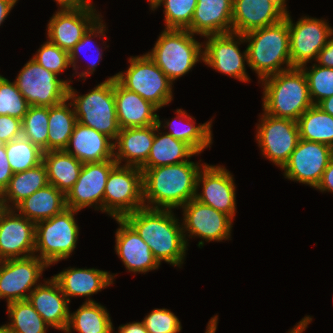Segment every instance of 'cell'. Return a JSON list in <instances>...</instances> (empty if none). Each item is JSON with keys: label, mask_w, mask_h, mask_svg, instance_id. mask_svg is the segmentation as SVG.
I'll list each match as a JSON object with an SVG mask.
<instances>
[{"label": "cell", "mask_w": 333, "mask_h": 333, "mask_svg": "<svg viewBox=\"0 0 333 333\" xmlns=\"http://www.w3.org/2000/svg\"><path fill=\"white\" fill-rule=\"evenodd\" d=\"M148 333H179L182 329L178 317L166 308H155L142 320Z\"/></svg>", "instance_id": "45"}, {"label": "cell", "mask_w": 333, "mask_h": 333, "mask_svg": "<svg viewBox=\"0 0 333 333\" xmlns=\"http://www.w3.org/2000/svg\"><path fill=\"white\" fill-rule=\"evenodd\" d=\"M310 322H312V317H310V315L305 316L293 328L290 329L289 333H303Z\"/></svg>", "instance_id": "53"}, {"label": "cell", "mask_w": 333, "mask_h": 333, "mask_svg": "<svg viewBox=\"0 0 333 333\" xmlns=\"http://www.w3.org/2000/svg\"><path fill=\"white\" fill-rule=\"evenodd\" d=\"M10 322L4 326L11 333H47L50 327L28 300L7 304Z\"/></svg>", "instance_id": "37"}, {"label": "cell", "mask_w": 333, "mask_h": 333, "mask_svg": "<svg viewBox=\"0 0 333 333\" xmlns=\"http://www.w3.org/2000/svg\"><path fill=\"white\" fill-rule=\"evenodd\" d=\"M233 0H197L187 29L201 37L232 32Z\"/></svg>", "instance_id": "27"}, {"label": "cell", "mask_w": 333, "mask_h": 333, "mask_svg": "<svg viewBox=\"0 0 333 333\" xmlns=\"http://www.w3.org/2000/svg\"><path fill=\"white\" fill-rule=\"evenodd\" d=\"M205 164L189 160L175 165L141 169L144 207L178 210L194 199L197 177Z\"/></svg>", "instance_id": "2"}, {"label": "cell", "mask_w": 333, "mask_h": 333, "mask_svg": "<svg viewBox=\"0 0 333 333\" xmlns=\"http://www.w3.org/2000/svg\"><path fill=\"white\" fill-rule=\"evenodd\" d=\"M285 18L289 27V46L292 67L308 65L316 61L319 52L333 35V27L325 19L302 16L294 24L289 11Z\"/></svg>", "instance_id": "12"}, {"label": "cell", "mask_w": 333, "mask_h": 333, "mask_svg": "<svg viewBox=\"0 0 333 333\" xmlns=\"http://www.w3.org/2000/svg\"><path fill=\"white\" fill-rule=\"evenodd\" d=\"M260 117L255 136L258 147L264 158L282 169L300 140L297 121L264 112Z\"/></svg>", "instance_id": "11"}, {"label": "cell", "mask_w": 333, "mask_h": 333, "mask_svg": "<svg viewBox=\"0 0 333 333\" xmlns=\"http://www.w3.org/2000/svg\"><path fill=\"white\" fill-rule=\"evenodd\" d=\"M117 333H148L147 329L145 328L144 323L141 322H129L124 325H120L118 327Z\"/></svg>", "instance_id": "50"}, {"label": "cell", "mask_w": 333, "mask_h": 333, "mask_svg": "<svg viewBox=\"0 0 333 333\" xmlns=\"http://www.w3.org/2000/svg\"><path fill=\"white\" fill-rule=\"evenodd\" d=\"M260 84L264 86L262 110L268 115L297 121L314 105L306 76L299 67L269 76Z\"/></svg>", "instance_id": "4"}, {"label": "cell", "mask_w": 333, "mask_h": 333, "mask_svg": "<svg viewBox=\"0 0 333 333\" xmlns=\"http://www.w3.org/2000/svg\"><path fill=\"white\" fill-rule=\"evenodd\" d=\"M115 220L119 224L115 232V252L128 272L146 274L158 269L160 264L135 229L124 218Z\"/></svg>", "instance_id": "22"}, {"label": "cell", "mask_w": 333, "mask_h": 333, "mask_svg": "<svg viewBox=\"0 0 333 333\" xmlns=\"http://www.w3.org/2000/svg\"><path fill=\"white\" fill-rule=\"evenodd\" d=\"M207 38V39H206ZM203 42V62L227 76L241 82H250L245 68L248 64V51L241 52L239 46L246 43L244 35L230 32L205 36Z\"/></svg>", "instance_id": "13"}, {"label": "cell", "mask_w": 333, "mask_h": 333, "mask_svg": "<svg viewBox=\"0 0 333 333\" xmlns=\"http://www.w3.org/2000/svg\"><path fill=\"white\" fill-rule=\"evenodd\" d=\"M59 5L58 9H69L83 5L88 0H54Z\"/></svg>", "instance_id": "52"}, {"label": "cell", "mask_w": 333, "mask_h": 333, "mask_svg": "<svg viewBox=\"0 0 333 333\" xmlns=\"http://www.w3.org/2000/svg\"><path fill=\"white\" fill-rule=\"evenodd\" d=\"M68 99L49 107L48 151L64 150L76 125L77 117Z\"/></svg>", "instance_id": "35"}, {"label": "cell", "mask_w": 333, "mask_h": 333, "mask_svg": "<svg viewBox=\"0 0 333 333\" xmlns=\"http://www.w3.org/2000/svg\"><path fill=\"white\" fill-rule=\"evenodd\" d=\"M95 268H67L52 277L59 284L65 297H87L84 302H96L90 296L113 285L116 274Z\"/></svg>", "instance_id": "24"}, {"label": "cell", "mask_w": 333, "mask_h": 333, "mask_svg": "<svg viewBox=\"0 0 333 333\" xmlns=\"http://www.w3.org/2000/svg\"><path fill=\"white\" fill-rule=\"evenodd\" d=\"M32 59L58 76L71 66L69 52L51 43L48 39L32 56Z\"/></svg>", "instance_id": "44"}, {"label": "cell", "mask_w": 333, "mask_h": 333, "mask_svg": "<svg viewBox=\"0 0 333 333\" xmlns=\"http://www.w3.org/2000/svg\"><path fill=\"white\" fill-rule=\"evenodd\" d=\"M18 0H0V26L6 20Z\"/></svg>", "instance_id": "51"}, {"label": "cell", "mask_w": 333, "mask_h": 333, "mask_svg": "<svg viewBox=\"0 0 333 333\" xmlns=\"http://www.w3.org/2000/svg\"><path fill=\"white\" fill-rule=\"evenodd\" d=\"M315 62L322 67L333 68V35L329 38L325 47L319 52Z\"/></svg>", "instance_id": "48"}, {"label": "cell", "mask_w": 333, "mask_h": 333, "mask_svg": "<svg viewBox=\"0 0 333 333\" xmlns=\"http://www.w3.org/2000/svg\"><path fill=\"white\" fill-rule=\"evenodd\" d=\"M300 139L319 142L333 148V116L318 105L307 109L297 120Z\"/></svg>", "instance_id": "36"}, {"label": "cell", "mask_w": 333, "mask_h": 333, "mask_svg": "<svg viewBox=\"0 0 333 333\" xmlns=\"http://www.w3.org/2000/svg\"><path fill=\"white\" fill-rule=\"evenodd\" d=\"M13 174L14 173L10 168L4 145L1 148L0 152V194L7 187L9 180L12 178Z\"/></svg>", "instance_id": "47"}, {"label": "cell", "mask_w": 333, "mask_h": 333, "mask_svg": "<svg viewBox=\"0 0 333 333\" xmlns=\"http://www.w3.org/2000/svg\"><path fill=\"white\" fill-rule=\"evenodd\" d=\"M218 315L213 316L207 324L205 333H215L217 330Z\"/></svg>", "instance_id": "55"}, {"label": "cell", "mask_w": 333, "mask_h": 333, "mask_svg": "<svg viewBox=\"0 0 333 333\" xmlns=\"http://www.w3.org/2000/svg\"><path fill=\"white\" fill-rule=\"evenodd\" d=\"M114 98L120 129L149 127L157 124L159 109L114 79Z\"/></svg>", "instance_id": "25"}, {"label": "cell", "mask_w": 333, "mask_h": 333, "mask_svg": "<svg viewBox=\"0 0 333 333\" xmlns=\"http://www.w3.org/2000/svg\"><path fill=\"white\" fill-rule=\"evenodd\" d=\"M117 165L112 160L85 163L72 189L66 195V207L81 211L86 207L104 213V192L110 171Z\"/></svg>", "instance_id": "18"}, {"label": "cell", "mask_w": 333, "mask_h": 333, "mask_svg": "<svg viewBox=\"0 0 333 333\" xmlns=\"http://www.w3.org/2000/svg\"><path fill=\"white\" fill-rule=\"evenodd\" d=\"M143 172L139 167L116 165L104 192V212L113 219L143 208Z\"/></svg>", "instance_id": "9"}, {"label": "cell", "mask_w": 333, "mask_h": 333, "mask_svg": "<svg viewBox=\"0 0 333 333\" xmlns=\"http://www.w3.org/2000/svg\"><path fill=\"white\" fill-rule=\"evenodd\" d=\"M316 190L320 192H331L333 193V157L328 163V166L324 170L322 179L319 185L316 187Z\"/></svg>", "instance_id": "49"}, {"label": "cell", "mask_w": 333, "mask_h": 333, "mask_svg": "<svg viewBox=\"0 0 333 333\" xmlns=\"http://www.w3.org/2000/svg\"><path fill=\"white\" fill-rule=\"evenodd\" d=\"M149 5L153 11L161 5L164 7L165 29H188L197 0H152Z\"/></svg>", "instance_id": "40"}, {"label": "cell", "mask_w": 333, "mask_h": 333, "mask_svg": "<svg viewBox=\"0 0 333 333\" xmlns=\"http://www.w3.org/2000/svg\"><path fill=\"white\" fill-rule=\"evenodd\" d=\"M176 117L172 121L165 120L163 127L164 130L170 128L166 134L171 135L173 138L181 140L188 144L196 153L201 154L206 148L212 145V119L203 124L195 125V118L190 116L185 110L177 109ZM177 121L182 122L183 125L178 128Z\"/></svg>", "instance_id": "31"}, {"label": "cell", "mask_w": 333, "mask_h": 333, "mask_svg": "<svg viewBox=\"0 0 333 333\" xmlns=\"http://www.w3.org/2000/svg\"><path fill=\"white\" fill-rule=\"evenodd\" d=\"M48 106H30L22 119V136L48 151Z\"/></svg>", "instance_id": "41"}, {"label": "cell", "mask_w": 333, "mask_h": 333, "mask_svg": "<svg viewBox=\"0 0 333 333\" xmlns=\"http://www.w3.org/2000/svg\"><path fill=\"white\" fill-rule=\"evenodd\" d=\"M64 150L83 164L114 159V141L79 122L76 123Z\"/></svg>", "instance_id": "26"}, {"label": "cell", "mask_w": 333, "mask_h": 333, "mask_svg": "<svg viewBox=\"0 0 333 333\" xmlns=\"http://www.w3.org/2000/svg\"><path fill=\"white\" fill-rule=\"evenodd\" d=\"M318 106L326 113L333 116V96L322 100Z\"/></svg>", "instance_id": "54"}, {"label": "cell", "mask_w": 333, "mask_h": 333, "mask_svg": "<svg viewBox=\"0 0 333 333\" xmlns=\"http://www.w3.org/2000/svg\"><path fill=\"white\" fill-rule=\"evenodd\" d=\"M200 185L202 186L201 193L198 192ZM195 199L234 220L236 215V185L233 175L222 165L205 164L197 177Z\"/></svg>", "instance_id": "19"}, {"label": "cell", "mask_w": 333, "mask_h": 333, "mask_svg": "<svg viewBox=\"0 0 333 333\" xmlns=\"http://www.w3.org/2000/svg\"><path fill=\"white\" fill-rule=\"evenodd\" d=\"M307 79L309 94L314 105L333 96V68L322 67L316 63L311 67H300Z\"/></svg>", "instance_id": "42"}, {"label": "cell", "mask_w": 333, "mask_h": 333, "mask_svg": "<svg viewBox=\"0 0 333 333\" xmlns=\"http://www.w3.org/2000/svg\"><path fill=\"white\" fill-rule=\"evenodd\" d=\"M42 163L46 167L49 184L65 196L77 181L83 163L65 150L43 152Z\"/></svg>", "instance_id": "32"}, {"label": "cell", "mask_w": 333, "mask_h": 333, "mask_svg": "<svg viewBox=\"0 0 333 333\" xmlns=\"http://www.w3.org/2000/svg\"><path fill=\"white\" fill-rule=\"evenodd\" d=\"M146 54L174 83L197 62H203V43L187 29L164 28L151 52Z\"/></svg>", "instance_id": "5"}, {"label": "cell", "mask_w": 333, "mask_h": 333, "mask_svg": "<svg viewBox=\"0 0 333 333\" xmlns=\"http://www.w3.org/2000/svg\"><path fill=\"white\" fill-rule=\"evenodd\" d=\"M35 223L8 209L0 222V261L34 255Z\"/></svg>", "instance_id": "20"}, {"label": "cell", "mask_w": 333, "mask_h": 333, "mask_svg": "<svg viewBox=\"0 0 333 333\" xmlns=\"http://www.w3.org/2000/svg\"><path fill=\"white\" fill-rule=\"evenodd\" d=\"M0 333H11L4 325L0 326Z\"/></svg>", "instance_id": "57"}, {"label": "cell", "mask_w": 333, "mask_h": 333, "mask_svg": "<svg viewBox=\"0 0 333 333\" xmlns=\"http://www.w3.org/2000/svg\"><path fill=\"white\" fill-rule=\"evenodd\" d=\"M157 115L155 124V136L147 161L140 169L175 165L189 161L192 156L198 155L188 144L173 138L171 135L161 132L162 123Z\"/></svg>", "instance_id": "29"}, {"label": "cell", "mask_w": 333, "mask_h": 333, "mask_svg": "<svg viewBox=\"0 0 333 333\" xmlns=\"http://www.w3.org/2000/svg\"><path fill=\"white\" fill-rule=\"evenodd\" d=\"M124 219L149 245L155 259L176 267L182 266L187 243L182 224L173 210L143 207L126 215Z\"/></svg>", "instance_id": "1"}, {"label": "cell", "mask_w": 333, "mask_h": 333, "mask_svg": "<svg viewBox=\"0 0 333 333\" xmlns=\"http://www.w3.org/2000/svg\"><path fill=\"white\" fill-rule=\"evenodd\" d=\"M5 151L13 173L23 172L42 163L43 150L23 136L6 143Z\"/></svg>", "instance_id": "39"}, {"label": "cell", "mask_w": 333, "mask_h": 333, "mask_svg": "<svg viewBox=\"0 0 333 333\" xmlns=\"http://www.w3.org/2000/svg\"><path fill=\"white\" fill-rule=\"evenodd\" d=\"M332 157L331 146L300 139L281 170L288 180L316 189Z\"/></svg>", "instance_id": "17"}, {"label": "cell", "mask_w": 333, "mask_h": 333, "mask_svg": "<svg viewBox=\"0 0 333 333\" xmlns=\"http://www.w3.org/2000/svg\"><path fill=\"white\" fill-rule=\"evenodd\" d=\"M244 39L246 43L248 42L247 65L252 71H255L259 82L269 76L293 68L290 59L289 27L286 18L273 25L249 31L244 34Z\"/></svg>", "instance_id": "3"}, {"label": "cell", "mask_w": 333, "mask_h": 333, "mask_svg": "<svg viewBox=\"0 0 333 333\" xmlns=\"http://www.w3.org/2000/svg\"><path fill=\"white\" fill-rule=\"evenodd\" d=\"M22 136V120L9 115H0V140L5 144Z\"/></svg>", "instance_id": "46"}, {"label": "cell", "mask_w": 333, "mask_h": 333, "mask_svg": "<svg viewBox=\"0 0 333 333\" xmlns=\"http://www.w3.org/2000/svg\"><path fill=\"white\" fill-rule=\"evenodd\" d=\"M101 16L91 0L75 8L58 9L47 24V38L51 43L70 52Z\"/></svg>", "instance_id": "16"}, {"label": "cell", "mask_w": 333, "mask_h": 333, "mask_svg": "<svg viewBox=\"0 0 333 333\" xmlns=\"http://www.w3.org/2000/svg\"><path fill=\"white\" fill-rule=\"evenodd\" d=\"M47 267L35 255L0 261V299H6L7 304L27 300Z\"/></svg>", "instance_id": "14"}, {"label": "cell", "mask_w": 333, "mask_h": 333, "mask_svg": "<svg viewBox=\"0 0 333 333\" xmlns=\"http://www.w3.org/2000/svg\"><path fill=\"white\" fill-rule=\"evenodd\" d=\"M130 65L123 73L115 74V79L126 89L151 102L159 110L173 100V82L145 53L131 56Z\"/></svg>", "instance_id": "8"}, {"label": "cell", "mask_w": 333, "mask_h": 333, "mask_svg": "<svg viewBox=\"0 0 333 333\" xmlns=\"http://www.w3.org/2000/svg\"><path fill=\"white\" fill-rule=\"evenodd\" d=\"M9 207L7 206L6 202L4 201L3 197L0 194V222L4 214L7 212Z\"/></svg>", "instance_id": "56"}, {"label": "cell", "mask_w": 333, "mask_h": 333, "mask_svg": "<svg viewBox=\"0 0 333 333\" xmlns=\"http://www.w3.org/2000/svg\"><path fill=\"white\" fill-rule=\"evenodd\" d=\"M4 145H5V143L2 142V141L0 140V152H1V148H2Z\"/></svg>", "instance_id": "58"}, {"label": "cell", "mask_w": 333, "mask_h": 333, "mask_svg": "<svg viewBox=\"0 0 333 333\" xmlns=\"http://www.w3.org/2000/svg\"><path fill=\"white\" fill-rule=\"evenodd\" d=\"M155 125L120 129L114 141V160L118 165L141 167L149 156Z\"/></svg>", "instance_id": "28"}, {"label": "cell", "mask_w": 333, "mask_h": 333, "mask_svg": "<svg viewBox=\"0 0 333 333\" xmlns=\"http://www.w3.org/2000/svg\"><path fill=\"white\" fill-rule=\"evenodd\" d=\"M66 207V196L48 184L21 201L14 209L30 221L37 223L61 213Z\"/></svg>", "instance_id": "30"}, {"label": "cell", "mask_w": 333, "mask_h": 333, "mask_svg": "<svg viewBox=\"0 0 333 333\" xmlns=\"http://www.w3.org/2000/svg\"><path fill=\"white\" fill-rule=\"evenodd\" d=\"M104 20H102V16L95 22V24H93L87 31L86 33L82 36L81 40L70 50L69 52V59H70V64L73 67V70H75V73H73L72 76H74V74L76 76L79 77V79L82 78V80H86L85 78L87 76H90L93 74V72L96 70V67L98 64H100V61L102 59V47L99 48L97 47L94 42H92L93 38L98 37L101 39L104 37L107 38L105 32H106V24L104 25L103 23ZM95 35V36H94ZM94 46H93V44ZM93 47L96 49L94 50ZM87 48V49H86ZM93 50L96 51V55L93 58H90L91 61L88 62V67L87 69H84L81 72H78V58H79V54L81 53V51H89V50ZM90 50V52H91ZM89 53V52H88ZM88 55V54H87ZM94 56V55H93Z\"/></svg>", "instance_id": "38"}, {"label": "cell", "mask_w": 333, "mask_h": 333, "mask_svg": "<svg viewBox=\"0 0 333 333\" xmlns=\"http://www.w3.org/2000/svg\"><path fill=\"white\" fill-rule=\"evenodd\" d=\"M114 79L115 75L108 77L84 95H79L69 85L67 97L80 124L107 135L113 141L120 132L114 98Z\"/></svg>", "instance_id": "6"}, {"label": "cell", "mask_w": 333, "mask_h": 333, "mask_svg": "<svg viewBox=\"0 0 333 333\" xmlns=\"http://www.w3.org/2000/svg\"><path fill=\"white\" fill-rule=\"evenodd\" d=\"M44 282L30 292L27 300L50 327L64 332L69 321L70 302L53 277Z\"/></svg>", "instance_id": "23"}, {"label": "cell", "mask_w": 333, "mask_h": 333, "mask_svg": "<svg viewBox=\"0 0 333 333\" xmlns=\"http://www.w3.org/2000/svg\"><path fill=\"white\" fill-rule=\"evenodd\" d=\"M78 212L65 208L50 219L35 223L34 255L48 266L69 258L76 248L79 226L74 216Z\"/></svg>", "instance_id": "7"}, {"label": "cell", "mask_w": 333, "mask_h": 333, "mask_svg": "<svg viewBox=\"0 0 333 333\" xmlns=\"http://www.w3.org/2000/svg\"><path fill=\"white\" fill-rule=\"evenodd\" d=\"M48 184L46 167L40 163L34 168L14 173L1 196L9 209H14L21 201Z\"/></svg>", "instance_id": "33"}, {"label": "cell", "mask_w": 333, "mask_h": 333, "mask_svg": "<svg viewBox=\"0 0 333 333\" xmlns=\"http://www.w3.org/2000/svg\"><path fill=\"white\" fill-rule=\"evenodd\" d=\"M46 70L32 58L23 66L14 80L30 106H55L68 97L70 80H63Z\"/></svg>", "instance_id": "10"}, {"label": "cell", "mask_w": 333, "mask_h": 333, "mask_svg": "<svg viewBox=\"0 0 333 333\" xmlns=\"http://www.w3.org/2000/svg\"><path fill=\"white\" fill-rule=\"evenodd\" d=\"M286 0H233L232 32L242 34L285 18Z\"/></svg>", "instance_id": "21"}, {"label": "cell", "mask_w": 333, "mask_h": 333, "mask_svg": "<svg viewBox=\"0 0 333 333\" xmlns=\"http://www.w3.org/2000/svg\"><path fill=\"white\" fill-rule=\"evenodd\" d=\"M113 323L107 308L97 302H84L69 314L65 333H110Z\"/></svg>", "instance_id": "34"}, {"label": "cell", "mask_w": 333, "mask_h": 333, "mask_svg": "<svg viewBox=\"0 0 333 333\" xmlns=\"http://www.w3.org/2000/svg\"><path fill=\"white\" fill-rule=\"evenodd\" d=\"M181 208L183 212L181 225L187 245L188 238L191 237H199L206 242L231 240L229 238H231L233 219L230 216L195 198Z\"/></svg>", "instance_id": "15"}, {"label": "cell", "mask_w": 333, "mask_h": 333, "mask_svg": "<svg viewBox=\"0 0 333 333\" xmlns=\"http://www.w3.org/2000/svg\"><path fill=\"white\" fill-rule=\"evenodd\" d=\"M30 105L19 91L15 81L0 75V115L23 119Z\"/></svg>", "instance_id": "43"}]
</instances>
